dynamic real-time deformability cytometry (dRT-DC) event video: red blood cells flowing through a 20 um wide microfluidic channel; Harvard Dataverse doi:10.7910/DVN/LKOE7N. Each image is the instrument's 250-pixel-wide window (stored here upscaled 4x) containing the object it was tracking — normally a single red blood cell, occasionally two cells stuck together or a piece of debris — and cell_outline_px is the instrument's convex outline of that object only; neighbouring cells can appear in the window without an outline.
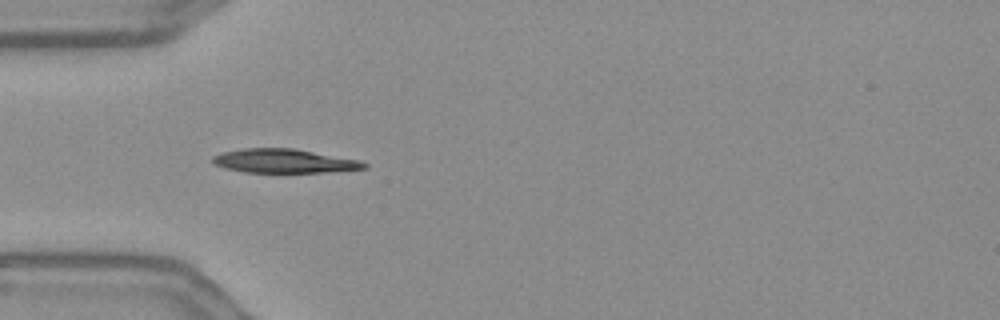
{"species": "Egyptian fruit bat (a non-hibernating species)", "species_latin": "Rousettus aegyptiacus", "temperature_condition": "warm", "stored_images_in_passage": 40, "camera_frame_rate_fps": 3000, "um_per_image_px": 0.085, "frame": {"image": 1, "passage_image": 1, "time_ms": 0.0, "image_size_px": [1000, 320], "cell_outline_px": [[368, 168], [328, 172], [244, 172], [224, 168], [212, 164], [212, 156], [224, 152], [244, 148], [292, 148], [360, 160], [368, 164]], "centroid_in_image_um": [24.14, 13.69], "position_along_channel_um": 60.9, "area_um2": 21.1}}
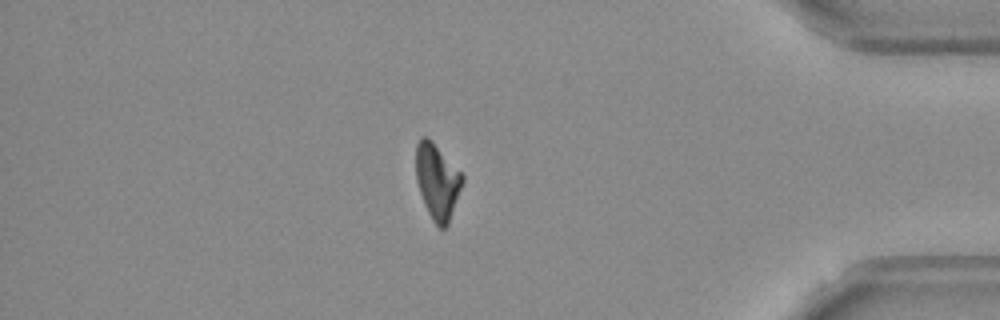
{"frame": {"image": 2, "passage_image": 32, "time_ms": 10.333, "image_size_px": [1000, 320], "cell_outline_px": [[464, 180], [448, 224], [444, 228], [440, 228], [432, 220], [424, 204], [416, 180], [416, 144], [420, 136], [428, 136], [432, 140], [464, 176]], "centroid_in_image_um": [37.15, 15.38], "position_along_channel_um": 398.0, "area_um2": 20.35}}
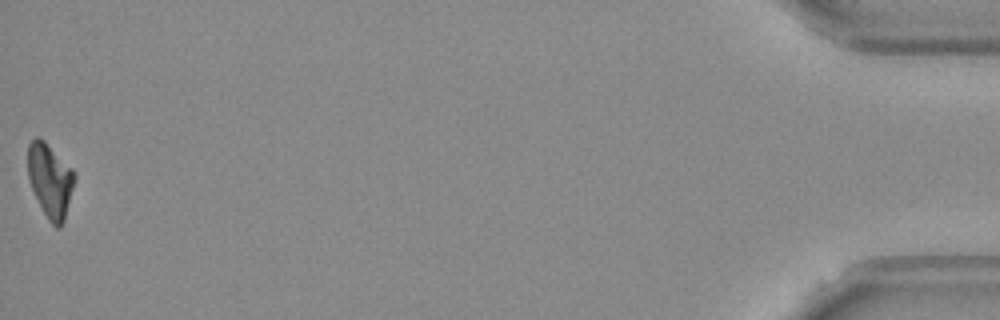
{"frame": {"image": 3, "passage_image": 40, "time_ms": 13.0, "image_size_px": [1000, 320], "cell_outline_px": [[76, 180], [64, 220], [60, 228], [56, 228], [48, 220], [32, 188], [28, 176], [28, 144], [36, 136], [44, 140], [72, 168], [76, 176]], "centroid_in_image_um": [4.28, 15.32], "position_along_channel_um": 430.9, "area_um2": 20.0}, "authors_computed_cell_mechanics": {"area_um2": 21.386, "velocity_mm_per_s": 3.6264, "shape_relaxation_time_tau1_ms": 5.0951, "shape_relaxation_time_tau2_ms": 5.3463, "deformation_change_tau1": 0.1939, "deformation_change_tau2": 0.0988}}